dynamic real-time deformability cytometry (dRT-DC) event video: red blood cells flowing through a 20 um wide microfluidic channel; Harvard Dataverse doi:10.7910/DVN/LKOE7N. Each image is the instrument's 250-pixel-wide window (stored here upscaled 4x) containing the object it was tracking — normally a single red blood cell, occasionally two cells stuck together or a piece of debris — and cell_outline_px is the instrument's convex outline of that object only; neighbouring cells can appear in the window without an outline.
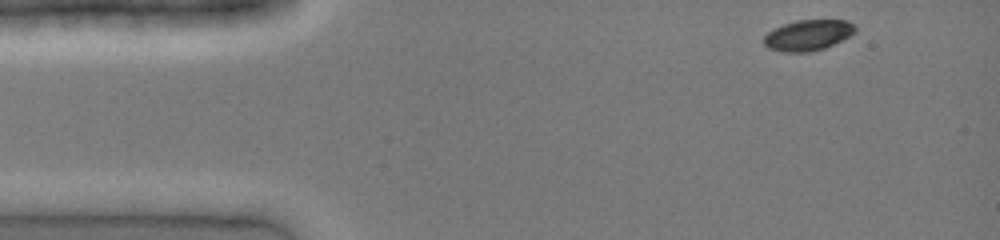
{"species": "common noctule bat (a hibernating species)", "species_latin": "Nyctalus noctula", "temperature_condition": "cold", "stored_images_in_passage": 36, "camera_frame_rate_fps": 3000, "um_per_image_px": 0.085, "animal": {"sex": "female", "body_mass_g": 19.0, "forearm_length_mm": 51.5}, "frame": {"image": 1, "passage_image": 1, "time_ms": 0.0, "image_size_px": [1000, 240], "cell_outline_px": [[856, 32], [824, 48], [808, 52], [784, 52], [768, 48], [764, 44], [764, 36], [768, 32], [784, 24], [796, 20], [848, 20], [856, 24]], "centroid_in_image_um": [68.69, 2.98], "position_along_channel_um": 16.3, "area_um2": 16.24}}
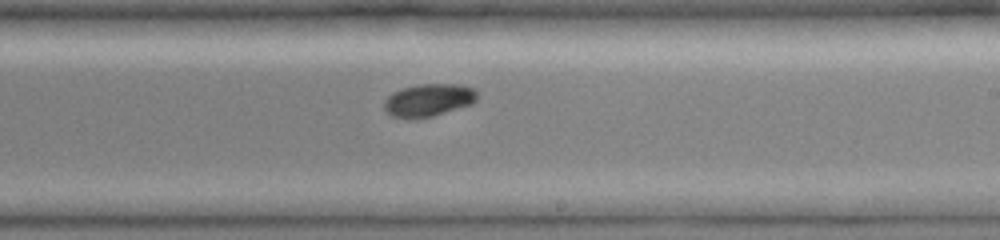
{"frame": {"image": 2, "passage_image": 22, "time_ms": 7.0, "image_size_px": [1000, 240], "cell_outline_px": [[476, 100], [472, 104], [432, 116], [392, 116], [384, 108], [384, 100], [392, 92], [400, 88], [420, 84], [460, 84], [476, 88]], "centroid_in_image_um": [36.46, 8.46], "position_along_channel_um": 252.5, "area_um2": 17.34}}
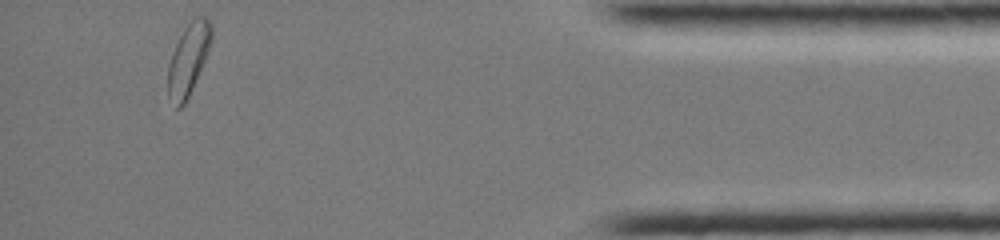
{"frame": {"image": 3, "passage_image": 36, "time_ms": 11.667, "image_size_px": [1000, 240], "cell_outline_px": [[212, 36], [208, 52], [192, 88], [184, 104], [180, 108], [176, 108], [168, 96], [168, 64], [172, 52], [184, 28], [196, 16], [208, 16], [212, 24]], "centroid_in_image_um": [16.01, 5.0], "position_along_channel_um": 419.2, "area_um2": 17.98}}